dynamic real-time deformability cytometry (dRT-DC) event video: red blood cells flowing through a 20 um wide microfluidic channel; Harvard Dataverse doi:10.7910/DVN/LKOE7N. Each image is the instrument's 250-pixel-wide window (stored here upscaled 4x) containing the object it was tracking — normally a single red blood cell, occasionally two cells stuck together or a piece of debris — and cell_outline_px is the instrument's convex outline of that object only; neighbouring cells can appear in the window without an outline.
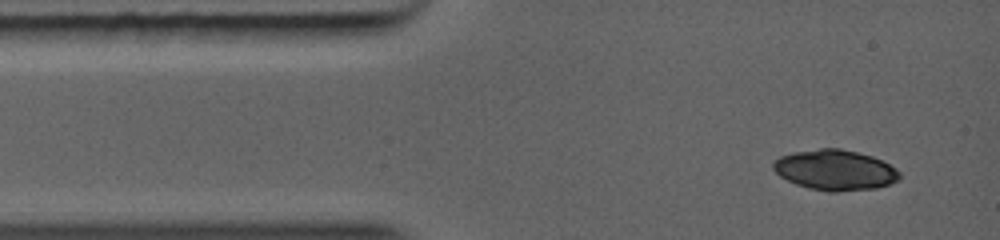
{"species": "common noctule bat (a hibernating species)", "species_latin": "Nyctalus noctula", "temperature_condition": "warm", "stored_images_in_passage": 2, "camera_frame_rate_fps": 5000, "um_per_image_px": 0.085, "animal": {"sex": "female", "body_mass_g": 19.0, "forearm_length_mm": 56.7}, "frame": {"image": 1, "passage_image": 1, "time_ms": 0.0, "image_size_px": [1000, 240], "cell_outline_px": [[900, 180], [876, 188], [836, 192], [828, 192], [808, 188], [796, 184], [780, 176], [772, 168], [772, 164], [780, 156], [792, 152], [820, 148], [840, 148], [872, 156], [896, 168], [900, 172]], "centroid_in_image_um": [70.97, 14.45], "position_along_channel_um": 14.0, "area_um2": 29.77}}